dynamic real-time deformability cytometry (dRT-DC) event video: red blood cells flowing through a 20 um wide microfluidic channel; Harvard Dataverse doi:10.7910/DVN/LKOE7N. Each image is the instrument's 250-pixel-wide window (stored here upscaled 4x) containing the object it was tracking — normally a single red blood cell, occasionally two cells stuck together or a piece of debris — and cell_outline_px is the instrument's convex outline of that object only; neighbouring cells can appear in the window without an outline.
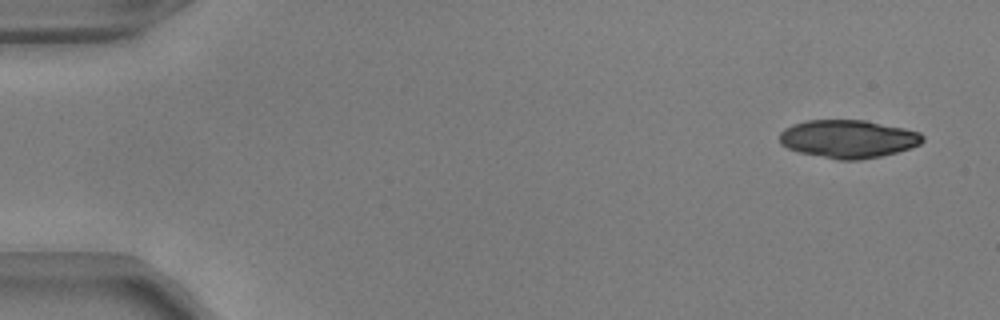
{"species": "common noctule bat (a hibernating species)", "species_latin": "Nyctalus noctula", "temperature_condition": "warm", "stored_images_in_passage": 50, "camera_frame_rate_fps": 3000, "um_per_image_px": 0.085, "animal": {"sex": "male", "body_mass_g": 17.9, "forearm_length_mm": 54.2}, "frame": {"image": 1, "passage_image": 1, "time_ms": 0.0, "image_size_px": [1000, 320], "cell_outline_px": [[924, 140], [920, 144], [912, 148], [880, 156], [860, 160], [840, 160], [800, 152], [788, 148], [780, 144], [780, 132], [784, 128], [792, 124], [804, 120], [864, 120], [904, 128], [920, 132], [924, 136]], "centroid_in_image_um": [72.1, 11.8], "position_along_channel_um": 12.9, "area_um2": 31.79}}